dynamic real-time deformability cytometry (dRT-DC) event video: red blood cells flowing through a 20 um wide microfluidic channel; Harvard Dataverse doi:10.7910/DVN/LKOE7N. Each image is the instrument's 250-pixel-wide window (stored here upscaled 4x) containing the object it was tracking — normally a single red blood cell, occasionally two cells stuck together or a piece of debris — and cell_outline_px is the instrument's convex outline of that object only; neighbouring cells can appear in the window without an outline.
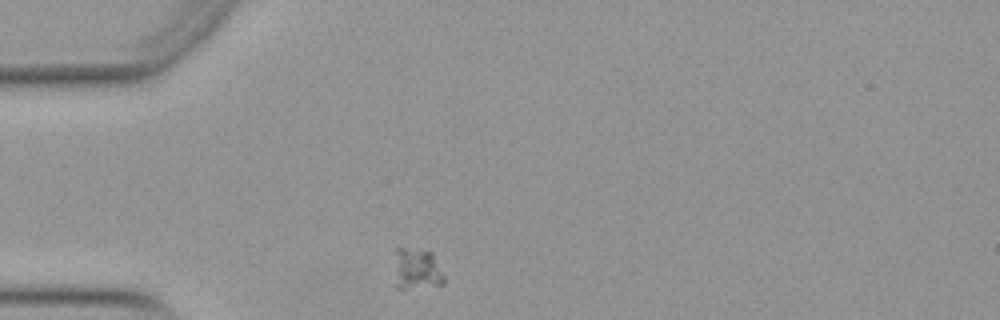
{"species": "Egyptian fruit bat (a non-hibernating species)", "species_latin": "Rousettus aegyptiacus", "temperature_condition": "warm", "stored_images_in_passage": 10, "camera_frame_rate_fps": 3000, "um_per_image_px": 0.085, "animal": {"sex": "female"}, "frame": {"image": 1, "passage_image": 1, "time_ms": 0.0, "image_size_px": [1000, 320], "cell_outline_px": [[444, 284], [404, 288], [396, 288], [396, 248], [404, 248], [432, 252], [444, 276]], "centroid_in_image_um": [35.45, 22.86], "position_along_channel_um": 49.6, "area_um2": 11.5}}
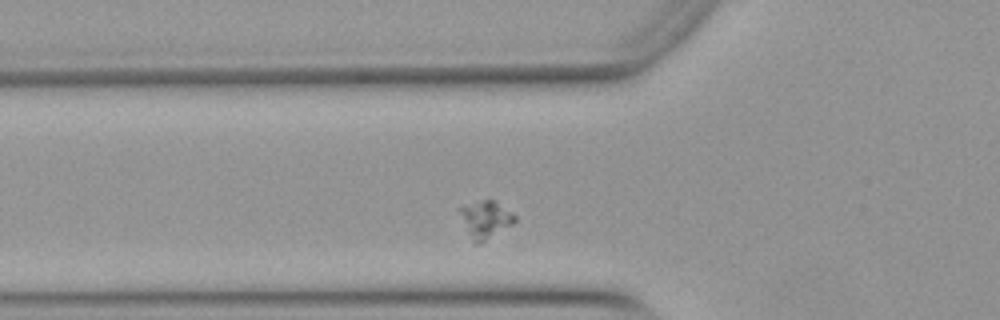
{"frame": {"image": 2, "passage_image": 5, "time_ms": 1.333, "image_size_px": [1000, 320], "cell_outline_px": [[516, 220], [512, 224], [480, 244], [472, 244], [456, 208], [484, 200], [496, 200], [512, 212], [516, 216]], "centroid_in_image_um": [41.23, 18.67], "position_along_channel_um": 84.6, "area_um2": 12.14}}
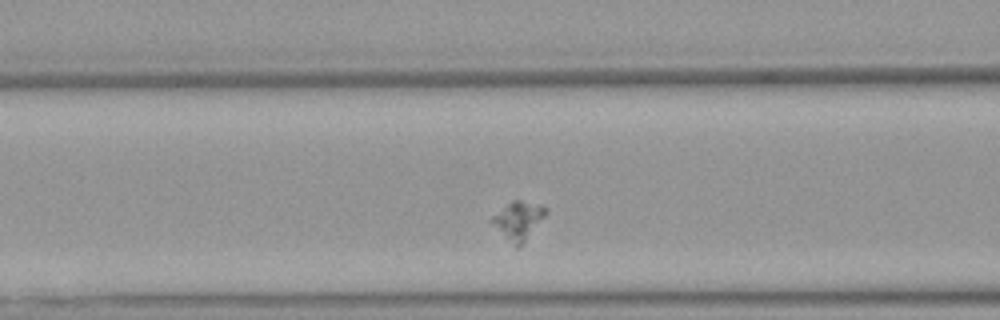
{"frame": {"image": 3, "passage_image": 8, "time_ms": 2.333, "image_size_px": [1000, 320], "cell_outline_px": [[548, 212], [524, 244], [520, 248], [516, 248], [488, 220], [492, 216], [512, 200], [520, 200], [540, 204], [548, 208]], "centroid_in_image_um": [44.09, 18.75], "position_along_channel_um": 122.5, "area_um2": 12.14}}